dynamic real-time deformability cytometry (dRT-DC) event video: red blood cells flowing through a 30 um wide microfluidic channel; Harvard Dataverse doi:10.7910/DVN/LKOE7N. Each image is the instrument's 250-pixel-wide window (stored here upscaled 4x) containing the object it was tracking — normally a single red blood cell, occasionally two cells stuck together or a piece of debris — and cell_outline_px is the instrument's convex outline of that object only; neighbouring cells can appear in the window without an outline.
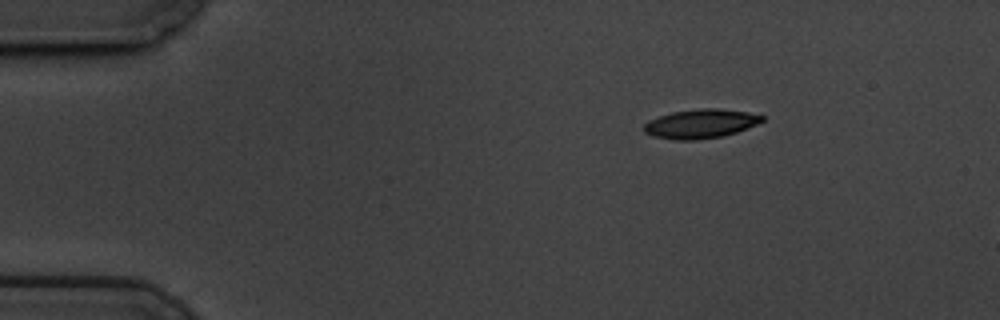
{"species": "common noctule bat (a hibernating species)", "species_latin": "Nyctalus noctula", "temperature_condition": "cold", "stored_images_in_passage": 52, "segment_of_instrument_passage": [1, 2], "camera_frame_rate_fps": 3000, "um_per_image_px": 0.085, "animal": {"sex": "male", "body_mass_g": 19.5, "forearm_length_mm": 54.6}, "frame": {"image": 1, "passage_image": 1, "time_ms": 0.0, "image_size_px": [1000, 320], "cell_outline_px": [[764, 120], [756, 124], [736, 132], [724, 136], [696, 140], [676, 140], [652, 136], [644, 132], [644, 124], [648, 120], [672, 112], [700, 108], [720, 108], [748, 112], [764, 116]], "centroid_in_image_um": [59.54, 10.52], "position_along_channel_um": 25.5, "area_um2": 20.06}}
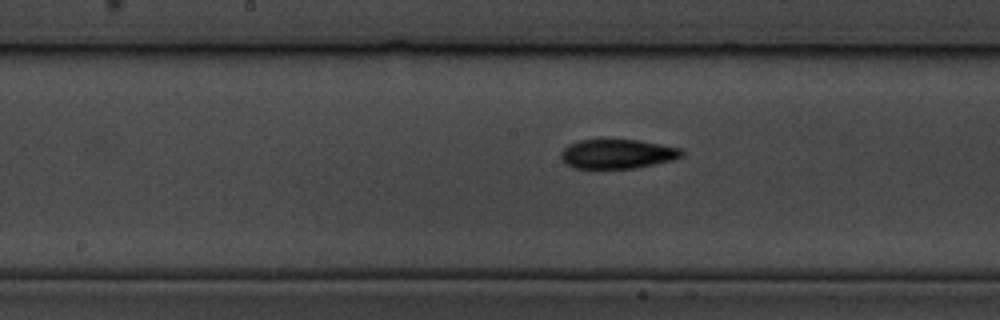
{"frame": {"image": 2, "passage_image": 22, "time_ms": 7.0, "image_size_px": [1000, 320], "cell_outline_px": [[684, 156], [672, 160], [632, 168], [576, 168], [568, 164], [560, 156], [560, 152], [568, 144], [580, 140], [600, 136], [636, 140], [684, 148]], "centroid_in_image_um": [52.47, 13.02], "position_along_channel_um": 195.7, "area_um2": 21.27}}
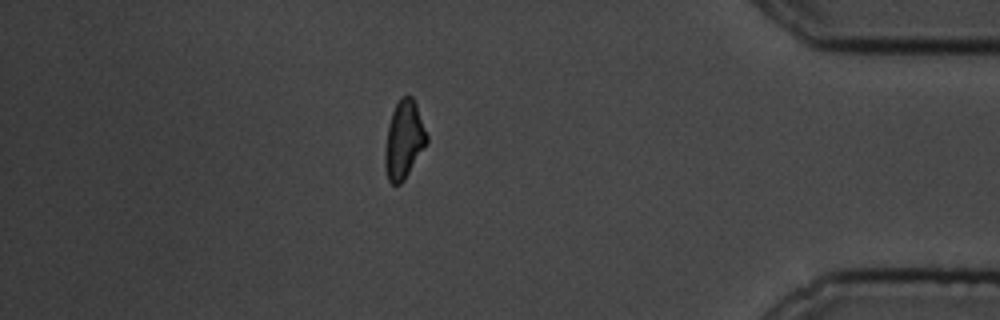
{"frame": {"image": 3, "passage_image": 43, "time_ms": 14.0, "image_size_px": [1000, 320], "cell_outline_px": [[428, 144], [404, 180], [400, 184], [392, 184], [388, 180], [384, 168], [384, 148], [388, 124], [392, 112], [400, 96], [412, 96], [416, 104], [428, 136]], "centroid_in_image_um": [34.33, 11.9], "position_along_channel_um": 400.9, "area_um2": 19.31}}